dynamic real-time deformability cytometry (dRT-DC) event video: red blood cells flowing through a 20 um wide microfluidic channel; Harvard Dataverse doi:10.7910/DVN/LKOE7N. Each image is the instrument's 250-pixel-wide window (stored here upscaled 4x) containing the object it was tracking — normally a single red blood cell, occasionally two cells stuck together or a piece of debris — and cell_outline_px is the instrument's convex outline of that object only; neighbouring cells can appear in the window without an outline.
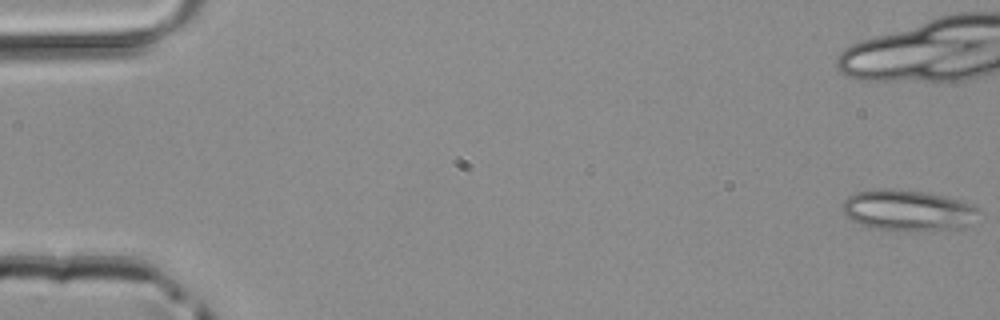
{"species": "common noctule bat (a hibernating species)", "species_latin": "Nyctalus noctula", "temperature_condition": "room temperature", "stored_images_in_passage": 16, "camera_frame_rate_fps": 3000, "um_per_image_px": 0.085, "animal": {"sex": "male", "body_mass_g": 20.4}, "frame": {"image": 1, "passage_image": 1, "time_ms": 0.0, "image_size_px": [1000, 320], "cell_outline_px": [[984, 216], [964, 228], [928, 232], [888, 232], [860, 224], [852, 220], [844, 212], [844, 200], [848, 196], [856, 192], [876, 188], [888, 188], [924, 192], [944, 196], [960, 200], [972, 204], [980, 208]], "centroid_in_image_um": [77.29, 17.93], "position_along_channel_um": 7.7, "area_um2": 33.81}}